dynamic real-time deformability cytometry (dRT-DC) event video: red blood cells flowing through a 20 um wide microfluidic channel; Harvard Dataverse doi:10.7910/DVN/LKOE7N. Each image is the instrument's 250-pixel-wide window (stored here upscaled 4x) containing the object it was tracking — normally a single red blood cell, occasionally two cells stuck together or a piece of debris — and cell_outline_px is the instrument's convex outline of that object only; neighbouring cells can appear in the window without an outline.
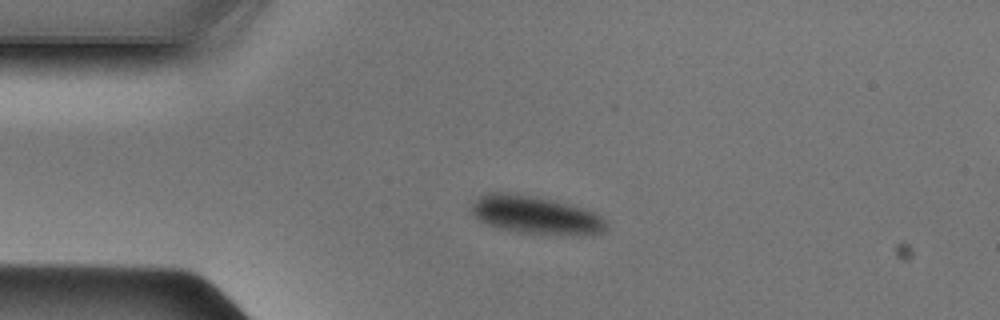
{"species": "Egyptian fruit bat (a non-hibernating species)", "species_latin": "Rousettus aegyptiacus", "temperature_condition": "cold", "stored_images_in_passage": 39, "camera_frame_rate_fps": 3000, "um_per_image_px": 0.085, "animal": {"sex": "male"}, "frame": {"image": 1, "passage_image": 1, "time_ms": 0.0, "image_size_px": [1000, 320], "cell_outline_px": [[608, 228], [604, 232], [592, 236], [580, 236], [516, 232], [496, 228], [480, 220], [472, 212], [472, 204], [480, 196], [488, 192], [504, 192], [532, 196], [552, 200], [584, 208], [596, 212], [604, 216], [608, 224]], "centroid_in_image_um": [45.64, 18.31], "position_along_channel_um": 39.4, "area_um2": 30.29}}
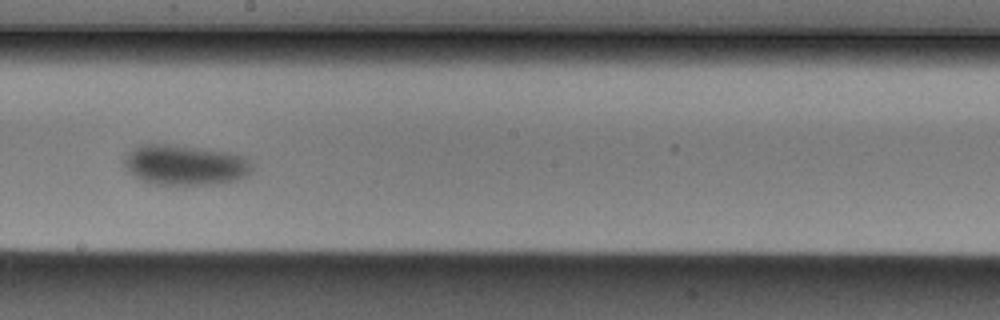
{"frame": {"image": 2, "passage_image": 17, "time_ms": 5.333, "image_size_px": [1000, 320], "cell_outline_px": [[256, 168], [252, 172], [236, 180], [220, 184], [156, 184], [140, 180], [128, 172], [124, 168], [120, 160], [124, 152], [140, 144], [168, 144], [200, 148], [228, 152], [248, 156]], "centroid_in_image_um": [15.7, 14.01], "position_along_channel_um": 232.5, "area_um2": 30.87}}
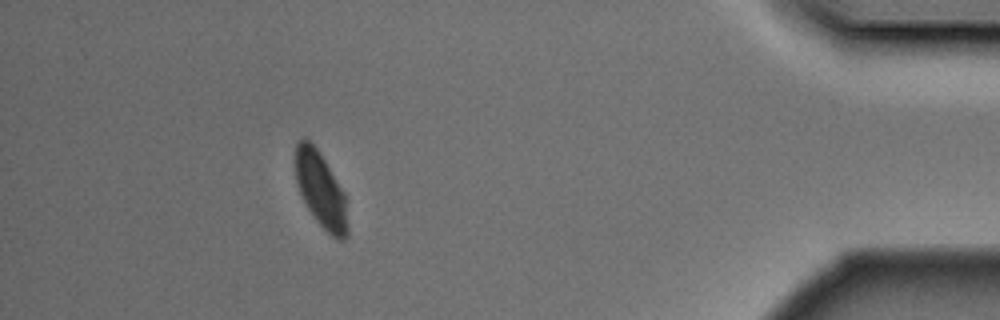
{"frame": {"image": 3, "passage_image": 34, "time_ms": 11.0, "image_size_px": [1000, 320], "cell_outline_px": [[348, 236], [344, 240], [340, 240], [332, 236], [316, 220], [308, 208], [300, 192], [296, 180], [296, 144], [304, 136], [320, 152], [344, 192], [348, 224]], "centroid_in_image_um": [27.29, 16.15], "position_along_channel_um": 407.9, "area_um2": 22.66}}